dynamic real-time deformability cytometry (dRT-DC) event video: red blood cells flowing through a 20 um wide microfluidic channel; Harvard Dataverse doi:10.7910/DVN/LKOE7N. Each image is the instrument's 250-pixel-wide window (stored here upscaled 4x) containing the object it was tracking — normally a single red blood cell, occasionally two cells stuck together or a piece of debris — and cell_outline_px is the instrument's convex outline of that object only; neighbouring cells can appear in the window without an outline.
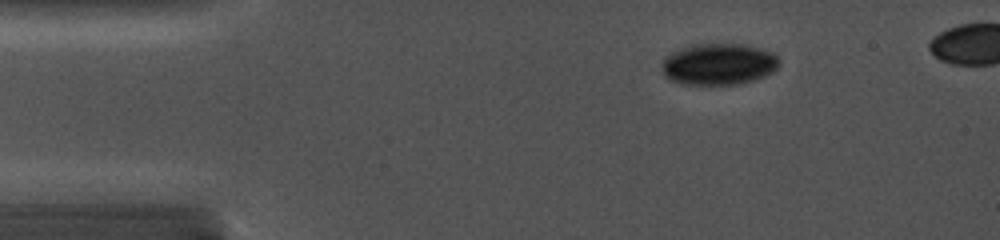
{"species": "common noctule bat (a hibernating species)", "species_latin": "Nyctalus noctula", "temperature_condition": "cold", "stored_images_in_passage": 9, "camera_frame_rate_fps": 5000, "um_per_image_px": 0.085, "animal": {"sex": "female", "body_mass_g": 19.0, "forearm_length_mm": 56.7}, "frame": {"image": 1, "passage_image": 4, "time_ms": 1.6, "image_size_px": [1000, 240], "cell_outline_px": [[780, 64], [772, 72], [764, 76], [740, 84], [680, 84], [664, 76], [664, 56], [672, 52], [692, 44], [744, 44], [776, 52], [780, 60]], "centroid_in_image_um": [61.13, 5.44], "position_along_channel_um": 23.9, "area_um2": 28.44}}